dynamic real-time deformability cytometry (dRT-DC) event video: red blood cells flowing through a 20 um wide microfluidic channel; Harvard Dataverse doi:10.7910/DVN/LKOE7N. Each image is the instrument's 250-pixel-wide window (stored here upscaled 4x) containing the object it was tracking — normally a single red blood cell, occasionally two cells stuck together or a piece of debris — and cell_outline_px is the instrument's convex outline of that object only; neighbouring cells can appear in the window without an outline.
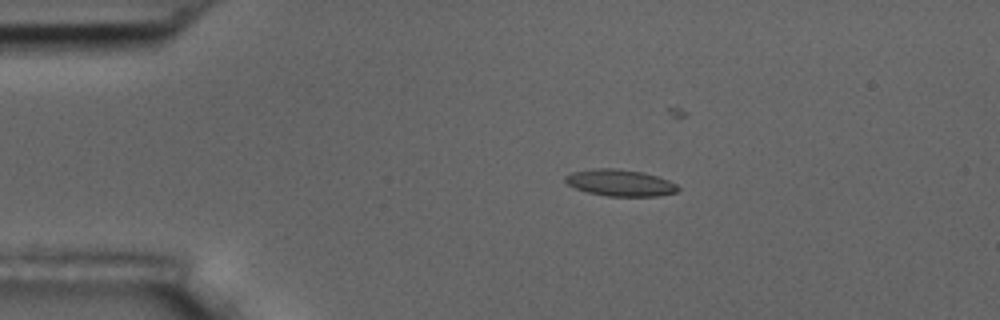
{"species": "common noctule bat (a hibernating species)", "species_latin": "Nyctalus noctula", "temperature_condition": "room temperature", "stored_images_in_passage": 6, "camera_frame_rate_fps": 3000, "um_per_image_px": 0.085, "animal": {"sex": "male", "body_mass_g": 17.5, "forearm_length_mm": 52.3}, "frame": {"image": 1, "passage_image": 4, "time_ms": 3.333, "image_size_px": [1000, 320], "cell_outline_px": [[680, 188], [676, 192], [656, 196], [608, 196], [588, 192], [576, 188], [568, 184], [564, 180], [564, 176], [572, 172], [592, 168], [620, 168], [644, 172], [668, 180], [676, 184]], "centroid_in_image_um": [52.7, 15.52], "position_along_channel_um": 32.3, "area_um2": 17.51}}